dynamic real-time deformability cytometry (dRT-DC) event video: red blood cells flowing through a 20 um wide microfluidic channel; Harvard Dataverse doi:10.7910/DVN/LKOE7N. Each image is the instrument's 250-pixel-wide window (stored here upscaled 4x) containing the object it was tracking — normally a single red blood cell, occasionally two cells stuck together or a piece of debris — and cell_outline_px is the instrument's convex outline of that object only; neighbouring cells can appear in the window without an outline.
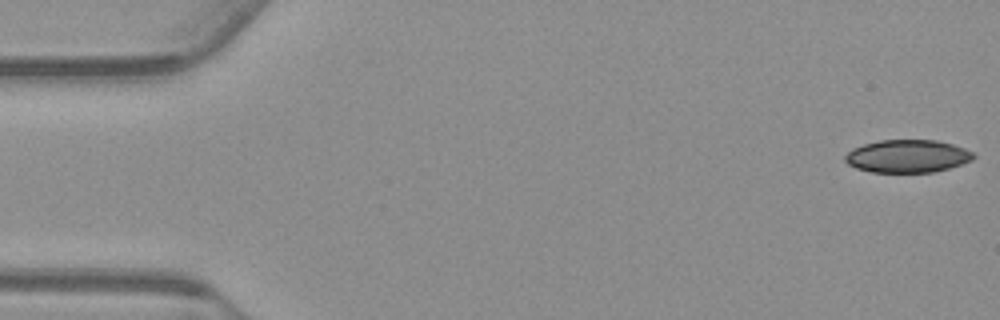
{"species": "common noctule bat (a hibernating species)", "species_latin": "Nyctalus noctula", "temperature_condition": "warm", "stored_images_in_passage": 54, "camera_frame_rate_fps": 3000, "um_per_image_px": 0.085, "animal": {"sex": "male", "body_mass_g": 23.1, "forearm_length_mm": 52.7}, "frame": {"image": 1, "passage_image": 1, "time_ms": 0.0, "image_size_px": [1000, 320], "cell_outline_px": [[976, 156], [972, 160], [948, 168], [932, 172], [872, 172], [856, 168], [848, 164], [844, 160], [844, 156], [852, 148], [864, 144], [880, 140], [936, 140], [952, 144], [964, 148], [972, 152]], "centroid_in_image_um": [77.11, 13.27], "position_along_channel_um": 7.9, "area_um2": 24.45}}
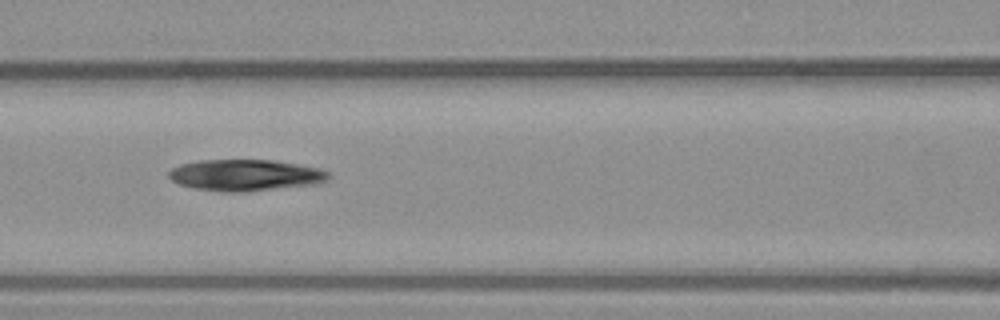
{"frame": {"image": 2, "passage_image": 23, "time_ms": 7.333, "image_size_px": [1000, 320], "cell_outline_px": [[332, 176], [328, 180], [320, 184], [244, 192], [224, 192], [192, 188], [180, 184], [172, 180], [168, 176], [168, 172], [172, 168], [180, 164], [196, 160], [272, 160], [320, 168], [328, 172]], "centroid_in_image_um": [20.88, 14.89], "position_along_channel_um": 145.7, "area_um2": 29.54}}
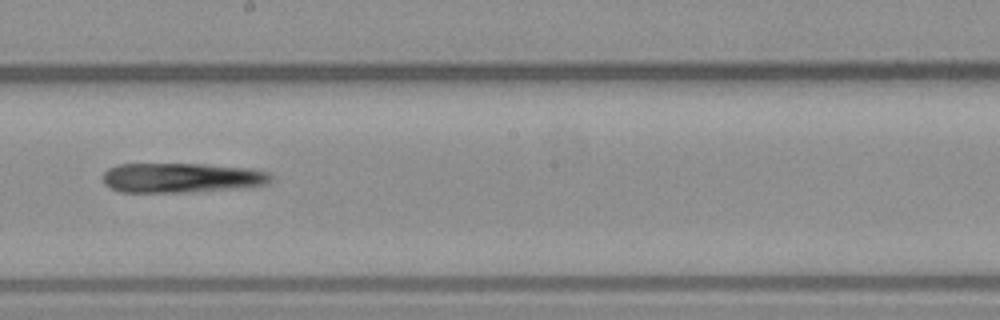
{"frame": {"image": 3, "passage_image": 30, "time_ms": 9.667, "image_size_px": [1000, 320], "cell_outline_px": [[272, 180], [268, 184], [248, 188], [192, 192], [120, 192], [104, 184], [104, 172], [108, 168], [116, 164], [204, 164], [248, 168], [268, 172], [272, 176]], "centroid_in_image_um": [15.48, 15.12], "position_along_channel_um": 232.7, "area_um2": 29.48}}